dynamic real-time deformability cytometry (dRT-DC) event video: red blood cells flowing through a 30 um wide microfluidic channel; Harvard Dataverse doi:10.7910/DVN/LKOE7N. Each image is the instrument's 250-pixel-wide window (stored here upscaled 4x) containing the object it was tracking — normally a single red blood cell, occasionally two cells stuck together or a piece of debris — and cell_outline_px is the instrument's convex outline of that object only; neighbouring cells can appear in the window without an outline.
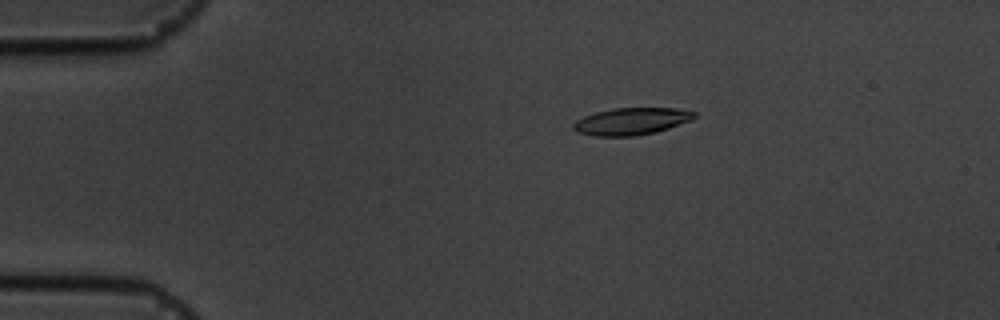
{"species": "common noctule bat (a hibernating species)", "species_latin": "Nyctalus noctula", "temperature_condition": "cold", "stored_images_in_passage": 7, "camera_frame_rate_fps": 3000, "um_per_image_px": 0.085, "animal": {"sex": "male", "body_mass_g": 19.5, "forearm_length_mm": 54.6}, "frame": {"image": 1, "passage_image": 4, "time_ms": 3.333, "image_size_px": [1000, 320], "cell_outline_px": [[696, 116], [692, 120], [656, 132], [636, 136], [592, 136], [576, 132], [572, 128], [572, 124], [576, 120], [584, 116], [596, 112], [612, 108], [676, 108], [696, 112]], "centroid_in_image_um": [53.64, 10.31], "position_along_channel_um": 31.4, "area_um2": 19.25}}
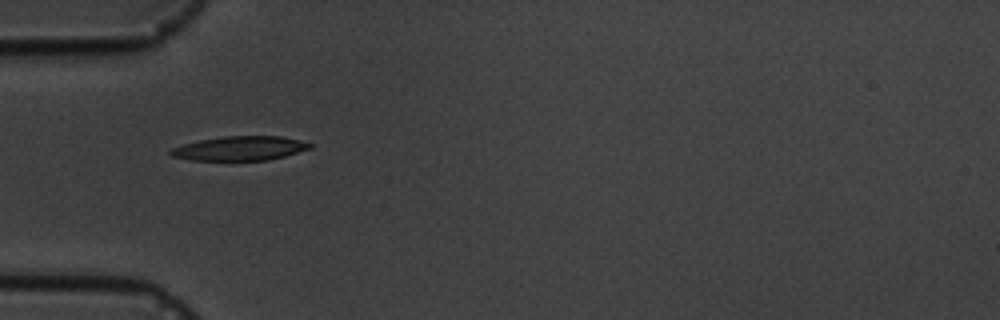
{"frame": {"image": 2, "passage_image": 6, "time_ms": 5.667, "image_size_px": [1000, 320], "cell_outline_px": [[312, 148], [284, 156], [268, 160], [192, 160], [172, 156], [168, 152], [172, 148], [184, 144], [200, 140], [224, 136], [280, 136], [300, 140], [312, 144]], "centroid_in_image_um": [20.4, 12.61], "position_along_channel_um": 64.6, "area_um2": 19.54}}
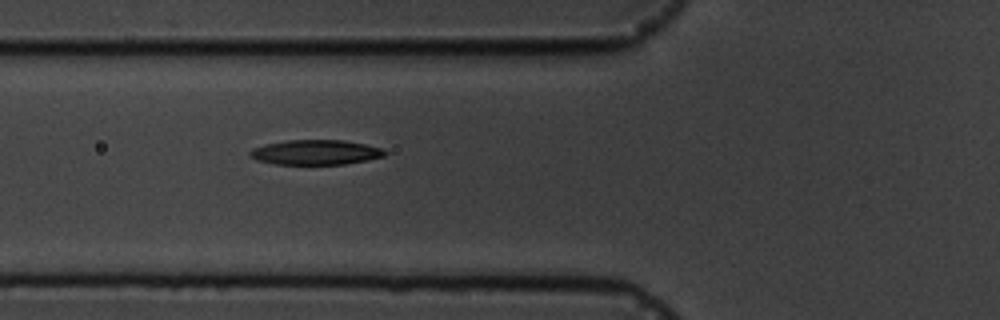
{"frame": {"image": 3, "passage_image": 7, "time_ms": 6.667, "image_size_px": [1000, 320], "cell_outline_px": [[388, 152], [384, 156], [368, 160], [344, 164], [276, 164], [256, 160], [248, 156], [248, 152], [252, 148], [264, 144], [288, 140], [344, 140], [384, 148]], "centroid_in_image_um": [26.82, 12.94], "position_along_channel_um": 99.0, "area_um2": 19.71}}